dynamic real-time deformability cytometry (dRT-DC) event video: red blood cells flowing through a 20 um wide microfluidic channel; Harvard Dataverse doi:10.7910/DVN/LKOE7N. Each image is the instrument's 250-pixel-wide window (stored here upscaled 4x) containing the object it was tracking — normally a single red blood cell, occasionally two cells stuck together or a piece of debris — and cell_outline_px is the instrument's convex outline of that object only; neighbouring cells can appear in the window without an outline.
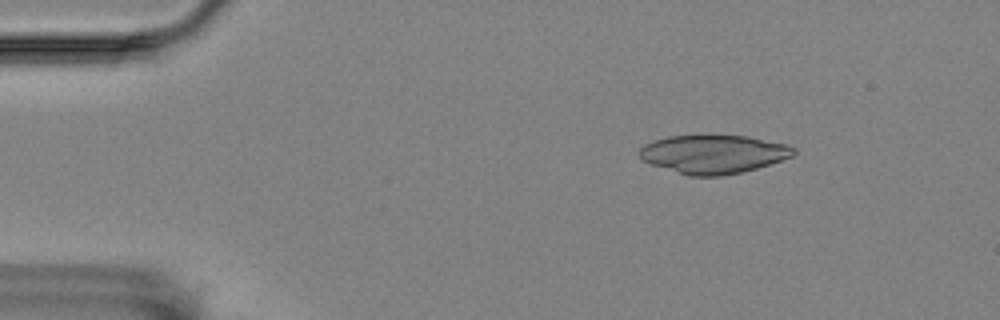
{"species": "Egyptian fruit bat (a non-hibernating species)", "species_latin": "Rousettus aegyptiacus", "temperature_condition": "room temperature", "stored_images_in_passage": 46, "camera_frame_rate_fps": 3000, "um_per_image_px": 0.085, "animal": {"sex": "female"}, "frame": {"image": 1, "passage_image": 5, "time_ms": 1.333, "image_size_px": [1000, 320], "cell_outline_px": [[796, 152], [792, 156], [756, 168], [740, 172], [720, 176], [688, 176], [640, 160], [636, 152], [644, 144], [668, 136], [708, 132], [748, 136], [788, 144], [796, 148]], "centroid_in_image_um": [60.6, 13.05], "position_along_channel_um": 24.4, "area_um2": 35.66}}